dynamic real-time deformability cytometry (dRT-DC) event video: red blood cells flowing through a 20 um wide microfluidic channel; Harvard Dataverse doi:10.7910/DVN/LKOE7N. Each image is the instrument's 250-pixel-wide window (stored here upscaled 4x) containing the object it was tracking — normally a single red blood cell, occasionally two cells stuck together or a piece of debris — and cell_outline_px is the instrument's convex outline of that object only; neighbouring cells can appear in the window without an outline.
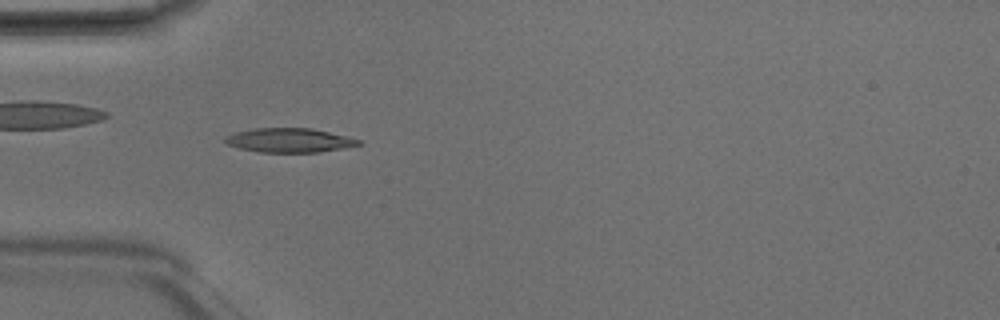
{"species": "Egyptian fruit bat (a non-hibernating species)", "species_latin": "Rousettus aegyptiacus", "temperature_condition": "room temperature", "stored_images_in_passage": 6, "camera_frame_rate_fps": 3000, "um_per_image_px": 0.085, "animal": {"sex": "male"}, "frame": {"image": 1, "passage_image": 4, "time_ms": 1.0, "image_size_px": [1000, 320], "cell_outline_px": [[364, 144], [344, 148], [320, 152], [260, 152], [240, 148], [228, 144], [224, 140], [224, 136], [236, 132], [256, 128], [312, 128], [360, 140]], "centroid_in_image_um": [24.6, 11.92], "position_along_channel_um": 60.4, "area_um2": 18.67}}
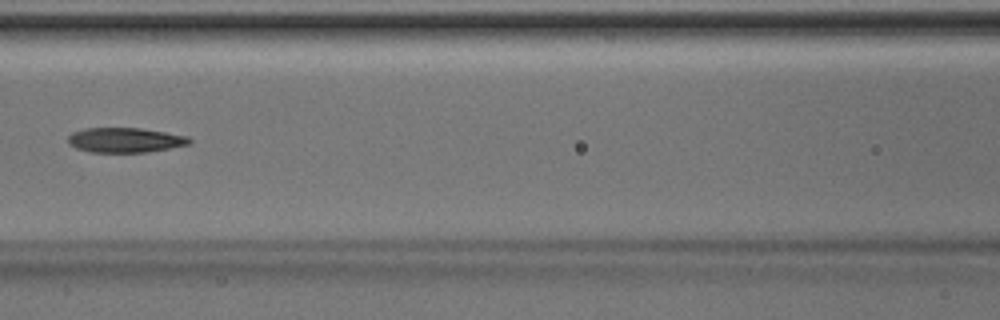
{"frame": {"image": 2, "passage_image": 6, "time_ms": 1.667, "image_size_px": [1000, 320], "cell_outline_px": [[192, 140], [188, 144], [148, 152], [92, 152], [76, 148], [68, 144], [68, 136], [72, 132], [84, 128], [140, 128], [188, 136]], "centroid_in_image_um": [10.6, 11.9], "position_along_channel_um": 156.0, "area_um2": 17.46}}